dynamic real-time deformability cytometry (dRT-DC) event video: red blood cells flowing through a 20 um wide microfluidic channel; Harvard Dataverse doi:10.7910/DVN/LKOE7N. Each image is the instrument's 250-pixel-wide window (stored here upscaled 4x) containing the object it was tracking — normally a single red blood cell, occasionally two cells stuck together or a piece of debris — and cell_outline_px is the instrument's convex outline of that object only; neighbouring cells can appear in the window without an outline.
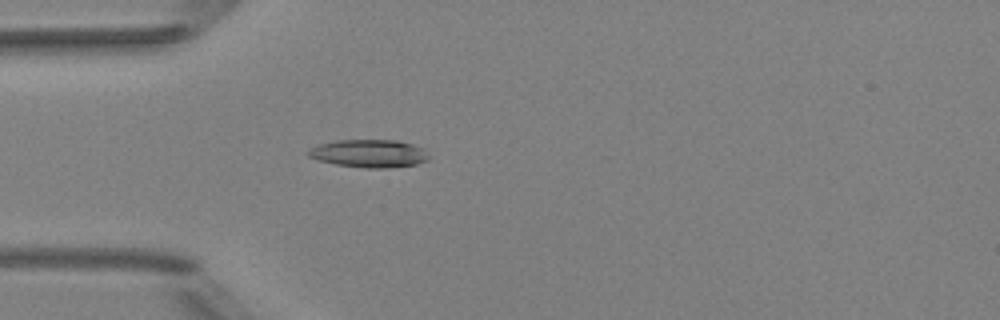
{"species": "Egyptian fruit bat (a non-hibernating species)", "species_latin": "Rousettus aegyptiacus", "temperature_condition": "room temperature", "stored_images_in_passage": 4, "camera_frame_rate_fps": 3000, "um_per_image_px": 0.085, "animal": {"sex": "female"}, "frame": {"image": 1, "passage_image": 4, "time_ms": 4.333, "image_size_px": [1000, 320], "cell_outline_px": [[428, 160], [416, 164], [388, 168], [364, 168], [336, 164], [320, 160], [308, 156], [308, 152], [312, 148], [320, 144], [336, 140], [396, 140], [412, 144], [424, 148], [428, 156]], "centroid_in_image_um": [31.41, 13.04], "position_along_channel_um": 53.6, "area_um2": 19.42}}